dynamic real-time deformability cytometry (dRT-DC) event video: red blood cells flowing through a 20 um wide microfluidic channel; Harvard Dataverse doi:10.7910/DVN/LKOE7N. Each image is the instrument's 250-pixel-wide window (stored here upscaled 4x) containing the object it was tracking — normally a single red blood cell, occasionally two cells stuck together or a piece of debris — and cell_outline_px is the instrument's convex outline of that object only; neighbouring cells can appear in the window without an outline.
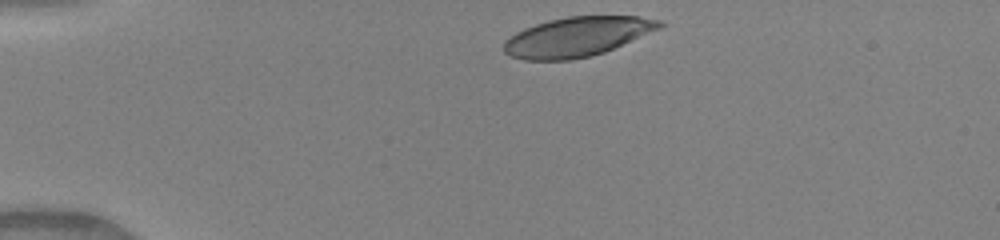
{"species": "human", "species_latin": "Homo sapiens", "temperature_condition": "warm", "stored_images_in_passage": 39, "camera_frame_rate_fps": 3000, "um_per_image_px": 0.085, "donor": {"sex": "female"}, "frame": {"image": 1, "passage_image": 1, "time_ms": 0.0, "image_size_px": [1000, 240], "cell_outline_px": [[668, 24], [660, 28], [604, 52], [588, 56], [568, 60], [524, 60], [512, 56], [504, 52], [504, 40], [516, 32], [524, 28], [548, 20], [568, 16], [636, 16], [660, 20]], "centroid_in_image_um": [49.05, 3.11], "position_along_channel_um": 36.0, "area_um2": 35.66}}
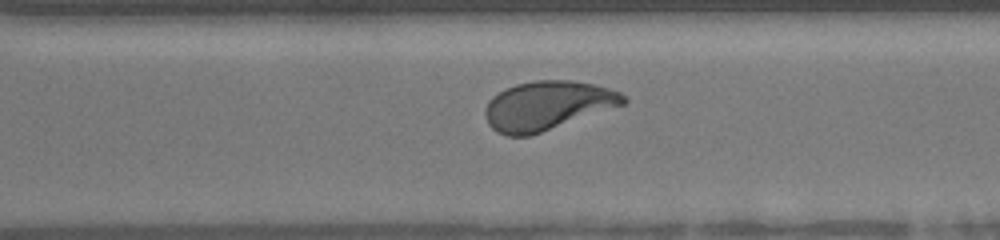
{"frame": {"image": 2, "passage_image": 26, "time_ms": 8.333, "image_size_px": [1000, 240], "cell_outline_px": [[628, 100], [624, 104], [528, 136], [508, 136], [496, 132], [488, 124], [484, 116], [484, 112], [488, 100], [492, 96], [516, 84], [536, 80], [572, 80], [596, 84], [620, 92], [628, 96]], "centroid_in_image_um": [46.51, 8.96], "position_along_channel_um": 324.1, "area_um2": 39.25}}
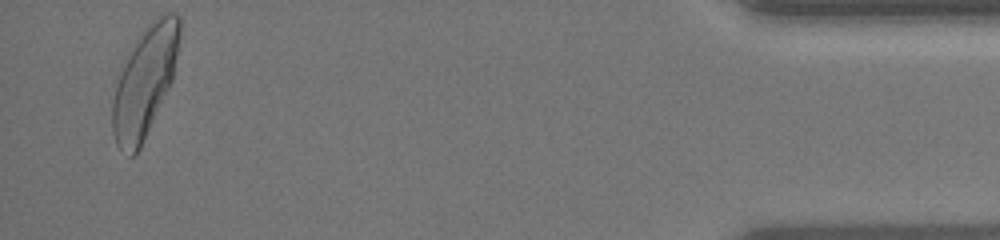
{"frame": {"image": 3, "passage_image": 38, "time_ms": 12.333, "image_size_px": [1000, 240], "cell_outline_px": [[180, 36], [172, 80], [140, 148], [136, 156], [132, 156], [120, 148], [116, 144], [112, 132], [112, 100], [116, 84], [128, 56], [140, 32], [156, 16], [164, 12], [176, 12], [180, 16]], "centroid_in_image_um": [12.31, 6.9], "position_along_channel_um": 422.9, "area_um2": 42.43}, "authors_computed_cell_mechanics": {"area_um2": 39.6508, "velocity_mm_per_s": 4.1261, "shape_relaxation_time_tau1_ms": 2.7359, "shape_relaxation_time_tau2_ms": 0.6351, "deformation_change_tau1": 0.1622, "deformation_change_tau2": 0.0742}}